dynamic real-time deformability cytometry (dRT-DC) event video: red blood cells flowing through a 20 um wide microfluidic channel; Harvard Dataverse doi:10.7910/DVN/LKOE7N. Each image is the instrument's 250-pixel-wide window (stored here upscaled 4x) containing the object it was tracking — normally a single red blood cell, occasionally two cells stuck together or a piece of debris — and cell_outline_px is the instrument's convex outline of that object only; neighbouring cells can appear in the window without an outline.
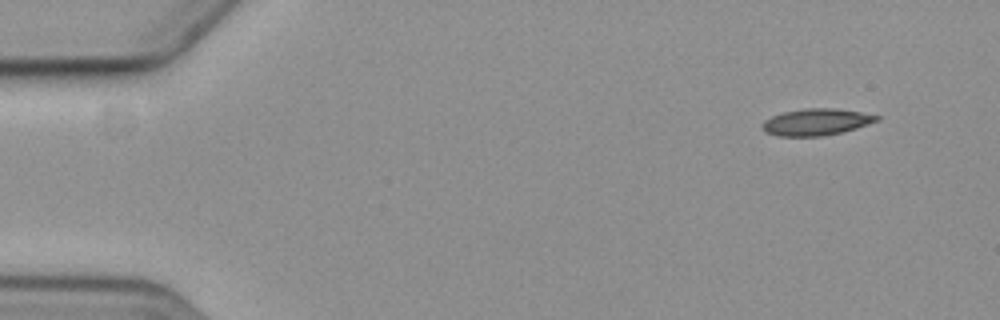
{"species": "common noctule bat (a hibernating species)", "species_latin": "Nyctalus noctula", "temperature_condition": "cold", "stored_images_in_passage": 8, "camera_frame_rate_fps": 3000, "um_per_image_px": 0.085, "animal": {"sex": "female", "body_mass_g": 19.3, "forearm_length_mm": 54.1}, "frame": {"image": 1, "passage_image": 1, "time_ms": 0.0, "image_size_px": [1000, 320], "cell_outline_px": [[880, 120], [844, 132], [824, 136], [776, 136], [764, 132], [760, 128], [760, 124], [764, 120], [772, 116], [784, 112], [804, 108], [832, 108], [860, 112], [880, 116]], "centroid_in_image_um": [69.34, 10.38], "position_along_channel_um": 15.7, "area_um2": 17.98}}
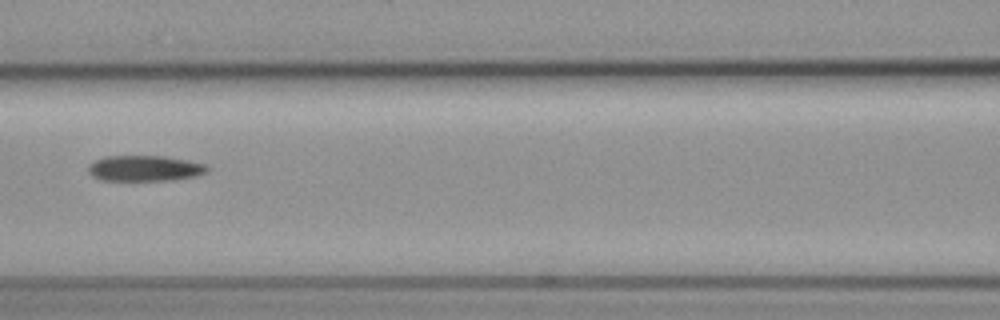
{"frame": {"image": 2, "passage_image": 7, "time_ms": 7.0, "image_size_px": [1000, 320], "cell_outline_px": [[208, 172], [196, 176], [172, 180], [100, 180], [92, 176], [88, 172], [88, 164], [92, 160], [104, 156], [164, 156], [188, 160], [208, 164]], "centroid_in_image_um": [12.29, 14.3], "position_along_channel_um": 154.3, "area_um2": 18.09}}
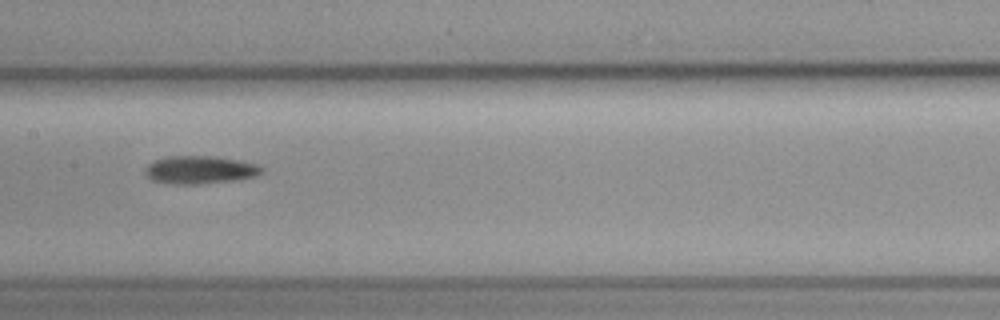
{"frame": {"image": 3, "passage_image": 8, "time_ms": 8.0, "image_size_px": [1000, 320], "cell_outline_px": [[264, 168], [256, 176], [240, 180], [200, 184], [176, 184], [152, 180], [144, 172], [144, 168], [148, 164], [156, 160], [168, 156], [216, 156], [256, 164]], "centroid_in_image_um": [17.0, 14.44], "position_along_channel_um": 190.4, "area_um2": 18.96}}